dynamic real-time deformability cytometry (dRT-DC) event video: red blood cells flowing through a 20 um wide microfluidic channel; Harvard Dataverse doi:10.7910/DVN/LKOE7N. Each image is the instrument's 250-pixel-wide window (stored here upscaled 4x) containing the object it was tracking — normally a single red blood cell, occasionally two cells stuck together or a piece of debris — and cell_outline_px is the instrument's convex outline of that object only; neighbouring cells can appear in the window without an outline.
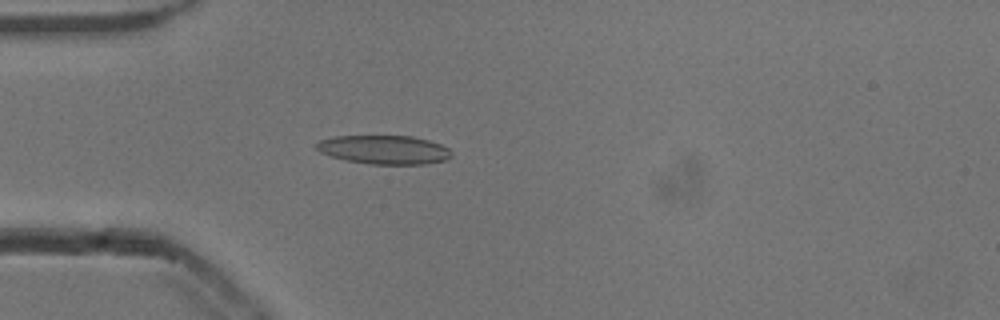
{"species": "common noctule bat (a hibernating species)", "species_latin": "Nyctalus noctula", "temperature_condition": "cold", "stored_images_in_passage": 52, "camera_frame_rate_fps": 3000, "um_per_image_px": 0.085, "animal": {"sex": "male", "body_mass_g": 13.3}, "frame": {"image": 1, "passage_image": 14, "time_ms": 4.333, "image_size_px": [1000, 320], "cell_outline_px": [[452, 156], [448, 160], [424, 164], [368, 164], [348, 160], [332, 156], [320, 152], [312, 144], [320, 140], [336, 136], [412, 136], [428, 140], [440, 144], [448, 148], [452, 152]], "centroid_in_image_um": [32.66, 12.72], "position_along_channel_um": 52.3, "area_um2": 22.72}}
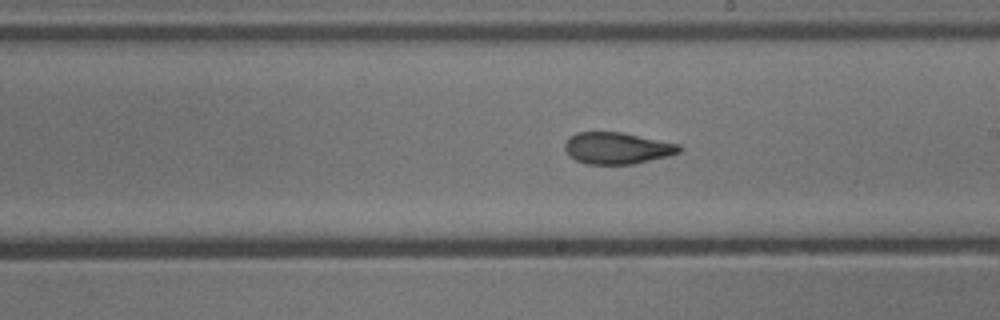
{"frame": {"image": 2, "passage_image": 29, "time_ms": 9.333, "image_size_px": [1000, 320], "cell_outline_px": [[684, 148], [680, 152], [668, 156], [632, 164], [588, 164], [576, 160], [568, 156], [564, 148], [564, 144], [568, 136], [576, 132], [620, 132], [680, 144]], "centroid_in_image_um": [52.43, 12.59], "position_along_channel_um": 236.6, "area_um2": 21.21}}
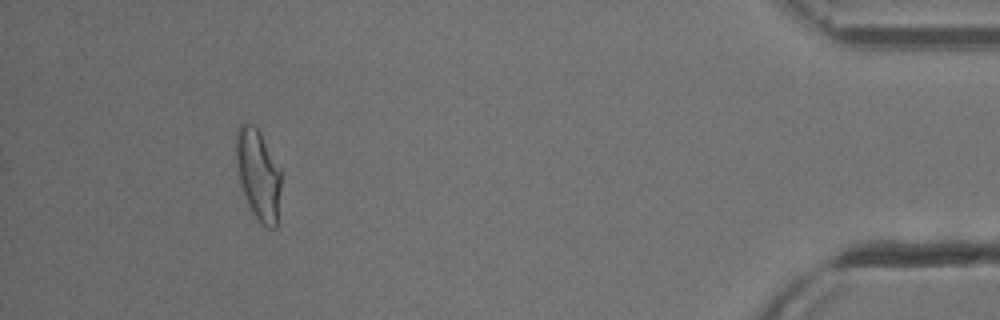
{"frame": {"image": 3, "passage_image": 48, "time_ms": 15.667, "image_size_px": [1000, 320], "cell_outline_px": [[280, 188], [276, 228], [268, 228], [252, 212], [248, 204], [240, 184], [236, 172], [236, 128], [240, 124], [252, 124], [260, 132], [280, 168]], "centroid_in_image_um": [21.92, 14.8], "position_along_channel_um": 413.3, "area_um2": 23.52}, "authors_computed_cell_mechanics": {"area_um2": 21.9929, "velocity_mm_per_s": 3.8402, "shape_relaxation_time_tau1_ms": 6.2517, "shape_relaxation_time_tau2_ms": 1.8265, "deformation_change_tau1": 0.1728, "deformation_change_tau2": 0.0922}}